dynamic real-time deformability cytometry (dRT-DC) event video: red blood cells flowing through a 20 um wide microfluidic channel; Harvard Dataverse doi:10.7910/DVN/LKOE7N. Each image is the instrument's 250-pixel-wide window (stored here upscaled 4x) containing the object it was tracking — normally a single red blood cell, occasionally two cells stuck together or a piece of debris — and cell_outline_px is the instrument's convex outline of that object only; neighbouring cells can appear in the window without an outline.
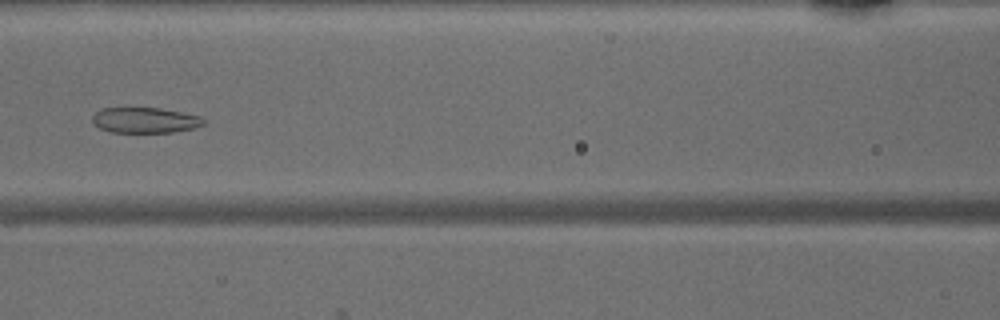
{"species": "common noctule bat (a hibernating species)", "species_latin": "Nyctalus noctula", "temperature_condition": "warm", "stored_images_in_passage": 46, "camera_frame_rate_fps": 3000, "um_per_image_px": 0.085, "animal": {"sex": "male", "body_mass_g": 15.6}, "frame": {"image": 1, "passage_image": 20, "time_ms": 6.333, "image_size_px": [1000, 320], "cell_outline_px": [[204, 124], [196, 128], [172, 132], [112, 132], [100, 128], [92, 120], [92, 116], [100, 108], [160, 108], [200, 116], [204, 120]], "centroid_in_image_um": [12.33, 10.21], "position_along_channel_um": 154.3, "area_um2": 16.42}}
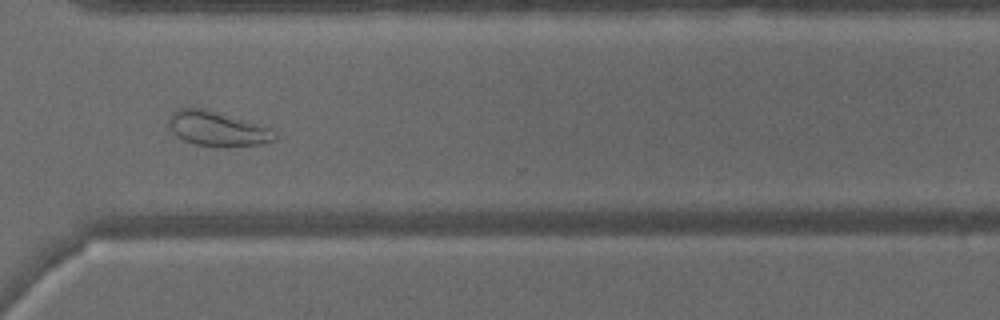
{"frame": {"image": 2, "passage_image": 34, "time_ms": 11.0, "image_size_px": [1000, 320], "cell_outline_px": [[280, 136], [276, 140], [260, 144], [196, 144], [184, 140], [176, 136], [168, 128], [168, 116], [172, 112], [180, 108], [200, 108], [256, 124], [268, 128], [276, 132]], "centroid_in_image_um": [18.41, 10.92], "position_along_channel_um": 352.2, "area_um2": 20.4}}
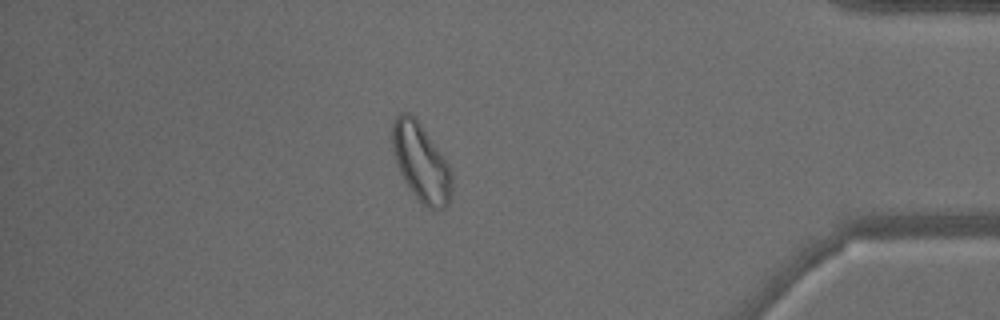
{"frame": {"image": 3, "passage_image": 40, "time_ms": 13.0, "image_size_px": [1000, 320], "cell_outline_px": [[452, 188], [448, 204], [444, 208], [428, 208], [412, 192], [404, 180], [400, 172], [392, 148], [392, 124], [396, 116], [400, 112], [408, 112], [420, 124], [448, 164], [452, 172]], "centroid_in_image_um": [35.78, 13.81], "position_along_channel_um": 399.4, "area_um2": 26.41}}